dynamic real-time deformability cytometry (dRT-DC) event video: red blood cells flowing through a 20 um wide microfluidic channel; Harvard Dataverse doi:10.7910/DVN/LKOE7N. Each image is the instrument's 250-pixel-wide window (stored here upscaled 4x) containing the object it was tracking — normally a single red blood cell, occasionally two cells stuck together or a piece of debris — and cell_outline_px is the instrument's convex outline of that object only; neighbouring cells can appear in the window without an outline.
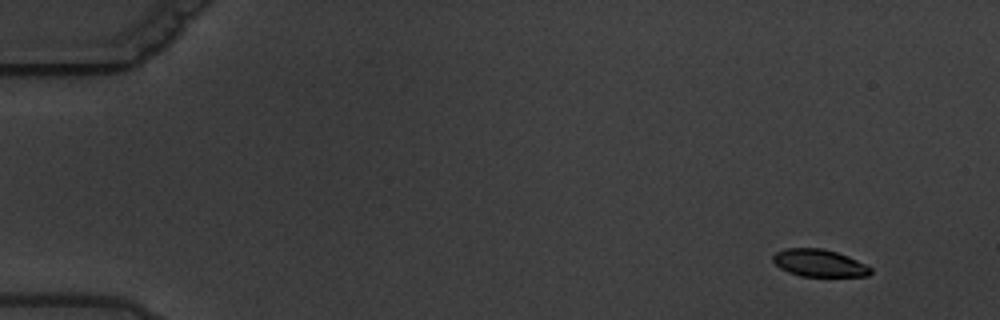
{"species": "common noctule bat (a hibernating species)", "species_latin": "Nyctalus noctula", "temperature_condition": "warm", "stored_images_in_passage": 5, "camera_frame_rate_fps": 3000, "um_per_image_px": 0.085, "animal": {"sex": "male", "body_mass_g": 19.5, "forearm_length_mm": 54.6}, "frame": {"image": 1, "passage_image": 2, "time_ms": 1.0, "image_size_px": [1000, 320], "cell_outline_px": [[872, 272], [868, 276], [800, 276], [788, 272], [780, 268], [772, 260], [772, 256], [776, 252], [788, 248], [820, 248], [836, 252], [848, 256], [872, 268]], "centroid_in_image_um": [69.62, 22.36], "position_along_channel_um": 15.4, "area_um2": 15.43}}